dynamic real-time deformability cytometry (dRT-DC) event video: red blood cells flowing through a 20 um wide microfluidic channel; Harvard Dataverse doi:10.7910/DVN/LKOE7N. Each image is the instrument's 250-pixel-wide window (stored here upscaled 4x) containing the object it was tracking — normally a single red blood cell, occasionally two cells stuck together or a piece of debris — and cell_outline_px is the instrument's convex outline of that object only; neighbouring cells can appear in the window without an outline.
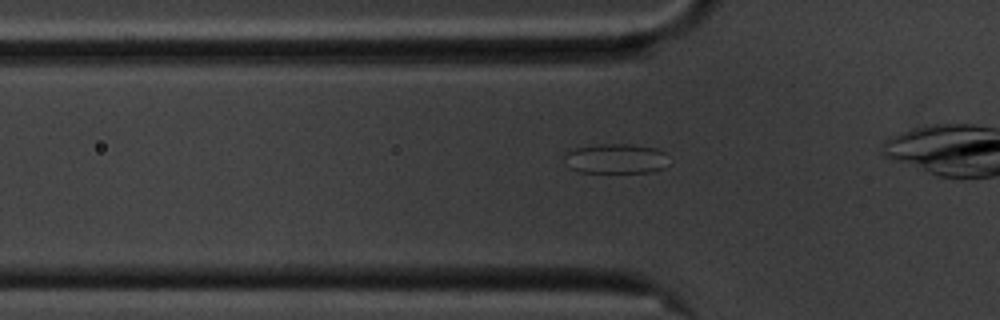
{"species": "common noctule bat (a hibernating species)", "species_latin": "Nyctalus noctula", "temperature_condition": "cold", "stored_images_in_passage": 24, "camera_frame_rate_fps": 3000, "um_per_image_px": 0.085, "animal": {"sex": "male", "body_mass_g": 20.1, "forearm_length_mm": 53.5}, "frame": {"image": 1, "passage_image": 4, "time_ms": 1.0, "image_size_px": [1000, 320], "cell_outline_px": [[672, 164], [664, 168], [652, 172], [580, 172], [568, 168], [564, 156], [564, 152], [576, 148], [600, 144], [632, 144], [656, 148], [664, 152]], "centroid_in_image_um": [52.39, 13.49], "position_along_channel_um": 73.4, "area_um2": 18.5}}
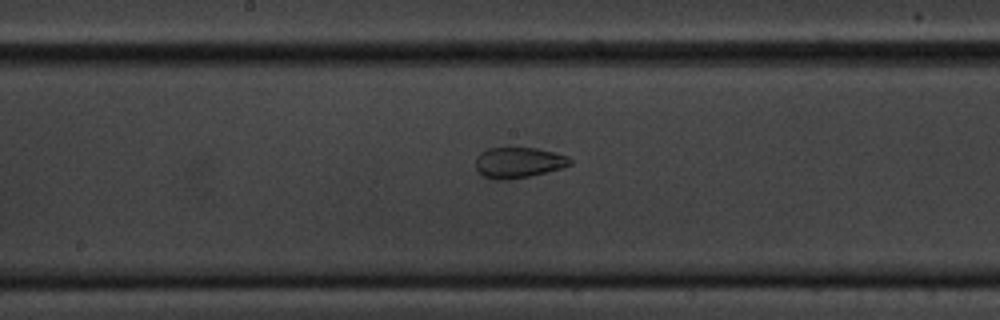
{"frame": {"image": 2, "passage_image": 15, "time_ms": 4.667, "image_size_px": [1000, 320], "cell_outline_px": [[572, 164], [560, 168], [528, 176], [508, 180], [492, 180], [484, 176], [476, 168], [476, 156], [480, 152], [488, 148], [508, 144], [536, 148], [556, 152], [568, 156], [572, 160]], "centroid_in_image_um": [44.03, 13.76], "position_along_channel_um": 204.2, "area_um2": 17.57}}
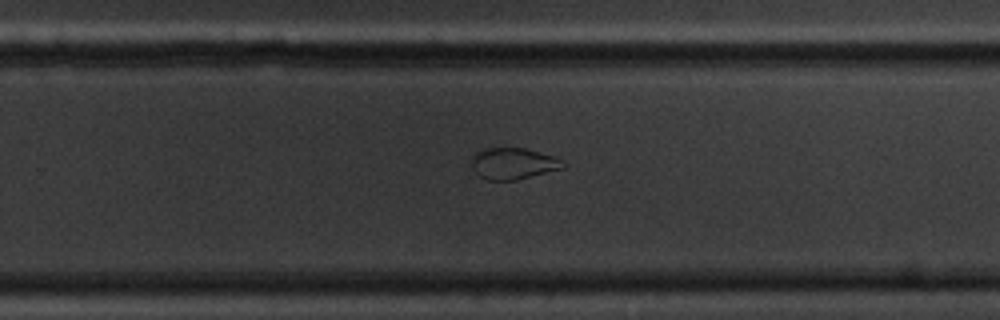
{"frame": {"image": 3, "passage_image": 22, "time_ms": 7.0, "image_size_px": [1000, 320], "cell_outline_px": [[564, 168], [516, 180], [488, 180], [480, 176], [472, 168], [468, 160], [476, 152], [484, 148], [524, 148], [556, 156], [564, 160]], "centroid_in_image_um": [43.61, 13.89], "position_along_channel_um": 286.2, "area_um2": 16.99}}